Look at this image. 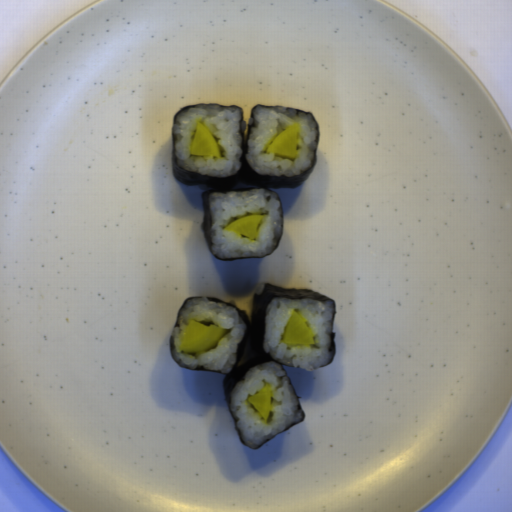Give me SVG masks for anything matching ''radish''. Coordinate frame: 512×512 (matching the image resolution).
I'll list each match as a JSON object with an SVG mask.
<instances>
[{
    "instance_id": "radish-1",
    "label": "radish",
    "mask_w": 512,
    "mask_h": 512,
    "mask_svg": "<svg viewBox=\"0 0 512 512\" xmlns=\"http://www.w3.org/2000/svg\"><path fill=\"white\" fill-rule=\"evenodd\" d=\"M228 333L219 326H205L192 320L183 331L179 349L184 353L204 352L213 348Z\"/></svg>"
},
{
    "instance_id": "radish-2",
    "label": "radish",
    "mask_w": 512,
    "mask_h": 512,
    "mask_svg": "<svg viewBox=\"0 0 512 512\" xmlns=\"http://www.w3.org/2000/svg\"><path fill=\"white\" fill-rule=\"evenodd\" d=\"M298 147V124L293 125L281 134L268 146L267 154L275 155L285 159H294Z\"/></svg>"
},
{
    "instance_id": "radish-3",
    "label": "radish",
    "mask_w": 512,
    "mask_h": 512,
    "mask_svg": "<svg viewBox=\"0 0 512 512\" xmlns=\"http://www.w3.org/2000/svg\"><path fill=\"white\" fill-rule=\"evenodd\" d=\"M283 339L285 344L314 345V339L310 328L303 317L294 311L289 318L284 330Z\"/></svg>"
},
{
    "instance_id": "radish-4",
    "label": "radish",
    "mask_w": 512,
    "mask_h": 512,
    "mask_svg": "<svg viewBox=\"0 0 512 512\" xmlns=\"http://www.w3.org/2000/svg\"><path fill=\"white\" fill-rule=\"evenodd\" d=\"M190 155L221 158L220 149L214 136L205 125L199 122L196 124L195 135L190 147Z\"/></svg>"
},
{
    "instance_id": "radish-5",
    "label": "radish",
    "mask_w": 512,
    "mask_h": 512,
    "mask_svg": "<svg viewBox=\"0 0 512 512\" xmlns=\"http://www.w3.org/2000/svg\"><path fill=\"white\" fill-rule=\"evenodd\" d=\"M265 217L263 215H250L229 224L226 230L234 231L247 239H256Z\"/></svg>"
},
{
    "instance_id": "radish-6",
    "label": "radish",
    "mask_w": 512,
    "mask_h": 512,
    "mask_svg": "<svg viewBox=\"0 0 512 512\" xmlns=\"http://www.w3.org/2000/svg\"><path fill=\"white\" fill-rule=\"evenodd\" d=\"M256 411L267 421L271 414V389L265 385L258 393L247 398Z\"/></svg>"
}]
</instances>
